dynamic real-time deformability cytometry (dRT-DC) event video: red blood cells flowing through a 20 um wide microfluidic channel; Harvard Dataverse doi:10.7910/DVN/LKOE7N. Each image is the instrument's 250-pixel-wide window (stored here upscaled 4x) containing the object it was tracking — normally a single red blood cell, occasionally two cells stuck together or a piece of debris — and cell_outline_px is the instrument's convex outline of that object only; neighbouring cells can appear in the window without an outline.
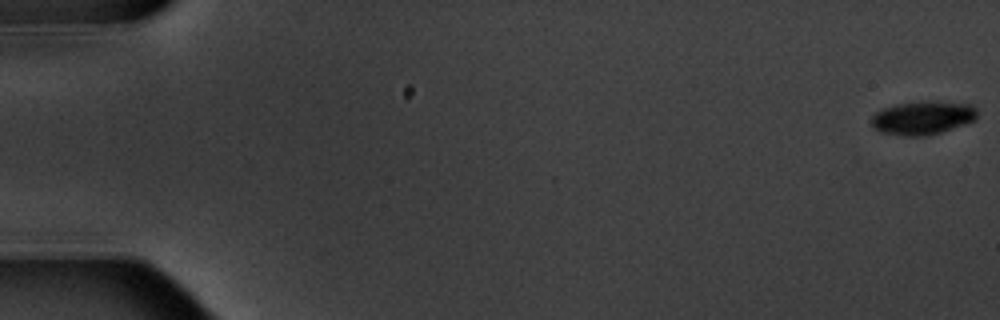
{"species": "common noctule bat (a hibernating species)", "species_latin": "Nyctalus noctula", "temperature_condition": "warm", "stored_images_in_passage": 6, "camera_frame_rate_fps": 3000, "um_per_image_px": 0.085, "animal": {"sex": "male", "body_mass_g": 20.1, "forearm_length_mm": 53.5}, "frame": {"image": 1, "passage_image": 1, "time_ms": 0.0, "image_size_px": [1000, 320], "cell_outline_px": [[976, 120], [928, 136], [908, 136], [880, 132], [872, 128], [872, 116], [876, 112], [884, 108], [896, 104], [972, 104], [976, 108]], "centroid_in_image_um": [78.39, 10.07], "position_along_channel_um": 6.6, "area_um2": 19.65}}
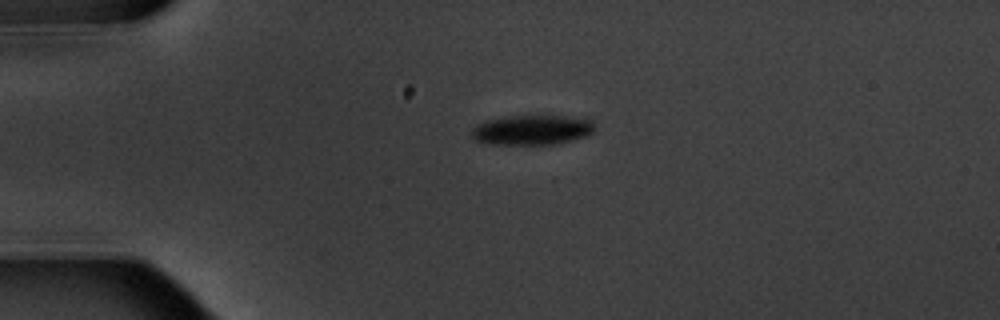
{"frame": {"image": 2, "passage_image": 5, "time_ms": 4.667, "image_size_px": [1000, 320], "cell_outline_px": [[592, 132], [588, 136], [552, 144], [496, 144], [476, 140], [472, 136], [472, 128], [476, 124], [484, 120], [512, 116], [564, 116], [592, 120]], "centroid_in_image_um": [45.19, 11.04], "position_along_channel_um": 39.8, "area_um2": 21.04}}